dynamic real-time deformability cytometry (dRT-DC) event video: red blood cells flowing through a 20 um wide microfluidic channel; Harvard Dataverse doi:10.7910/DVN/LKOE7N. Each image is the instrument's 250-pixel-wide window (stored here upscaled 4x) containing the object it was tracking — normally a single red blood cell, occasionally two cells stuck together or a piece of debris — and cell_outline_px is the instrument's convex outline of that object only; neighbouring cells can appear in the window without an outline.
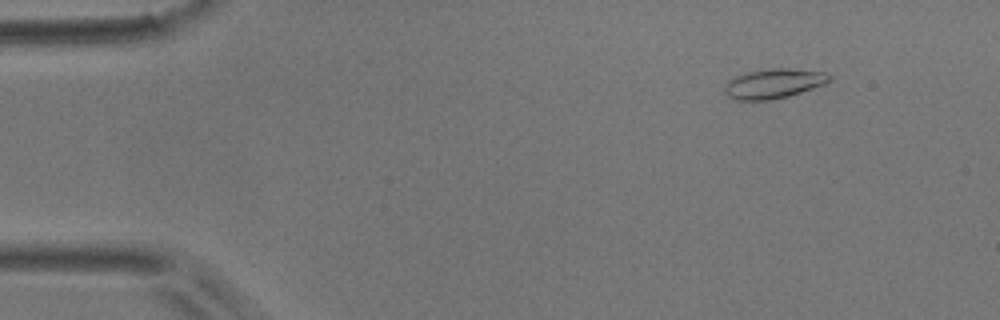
{"species": "common noctule bat (a hibernating species)", "species_latin": "Nyctalus noctula", "temperature_condition": "room temperature", "stored_images_in_passage": 4, "camera_frame_rate_fps": 3000, "um_per_image_px": 0.085, "animal": {"sex": "male", "body_mass_g": 17.9}, "frame": {"image": 1, "passage_image": 1, "time_ms": 0.0, "image_size_px": [1000, 320], "cell_outline_px": [[832, 80], [828, 84], [788, 96], [772, 100], [736, 100], [728, 96], [724, 92], [724, 84], [728, 80], [744, 72], [768, 68], [788, 68], [828, 72], [832, 76]], "centroid_in_image_um": [65.8, 7.09], "position_along_channel_um": 19.2, "area_um2": 18.61}}
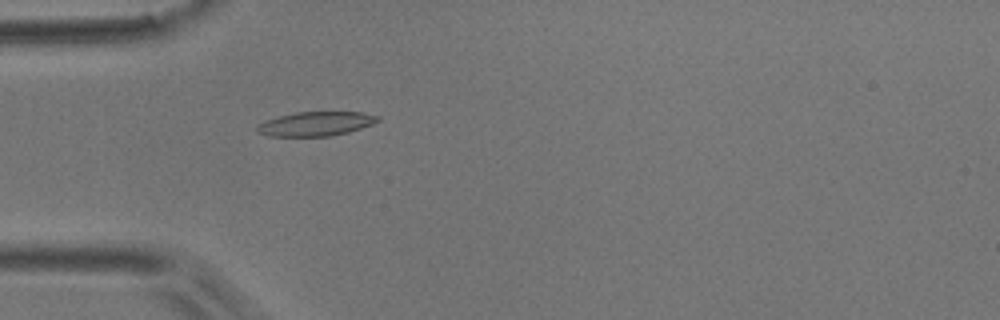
{"frame": {"image": 2, "passage_image": 4, "time_ms": 3.333, "image_size_px": [1000, 320], "cell_outline_px": [[380, 120], [372, 124], [348, 132], [332, 136], [268, 136], [256, 132], [256, 124], [264, 120], [296, 112], [364, 112], [380, 116]], "centroid_in_image_um": [26.82, 10.52], "position_along_channel_um": 58.2, "area_um2": 17.17}}